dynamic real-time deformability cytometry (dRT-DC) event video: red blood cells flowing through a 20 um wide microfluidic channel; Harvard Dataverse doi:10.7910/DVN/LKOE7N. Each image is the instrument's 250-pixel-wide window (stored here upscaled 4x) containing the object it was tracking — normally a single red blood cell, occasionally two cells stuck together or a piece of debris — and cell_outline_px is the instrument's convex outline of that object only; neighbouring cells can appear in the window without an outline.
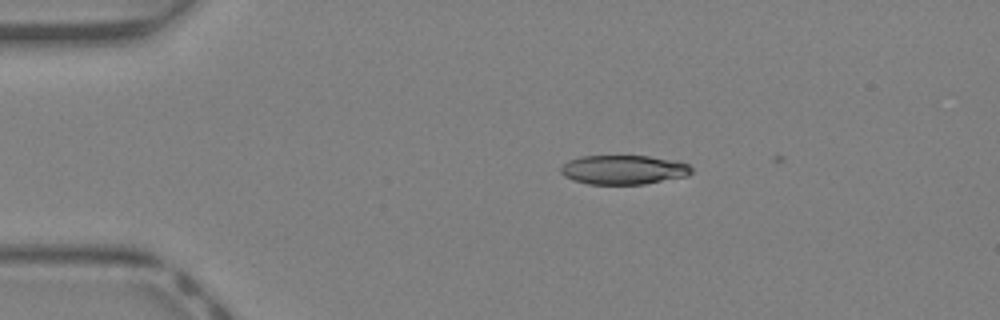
{"species": "Egyptian fruit bat (a non-hibernating species)", "species_latin": "Rousettus aegyptiacus", "temperature_condition": "warm", "stored_images_in_passage": 3, "camera_frame_rate_fps": 3000, "um_per_image_px": 0.085, "animal": {"sex": "female"}, "frame": {"image": 1, "passage_image": 2, "time_ms": 0.333, "image_size_px": [1000, 320], "cell_outline_px": [[692, 172], [688, 176], [644, 184], [588, 184], [572, 180], [564, 176], [560, 172], [560, 168], [568, 160], [580, 156], [648, 156], [680, 160], [688, 164], [692, 168]], "centroid_in_image_um": [53.02, 14.42], "position_along_channel_um": 32.0, "area_um2": 22.54}}